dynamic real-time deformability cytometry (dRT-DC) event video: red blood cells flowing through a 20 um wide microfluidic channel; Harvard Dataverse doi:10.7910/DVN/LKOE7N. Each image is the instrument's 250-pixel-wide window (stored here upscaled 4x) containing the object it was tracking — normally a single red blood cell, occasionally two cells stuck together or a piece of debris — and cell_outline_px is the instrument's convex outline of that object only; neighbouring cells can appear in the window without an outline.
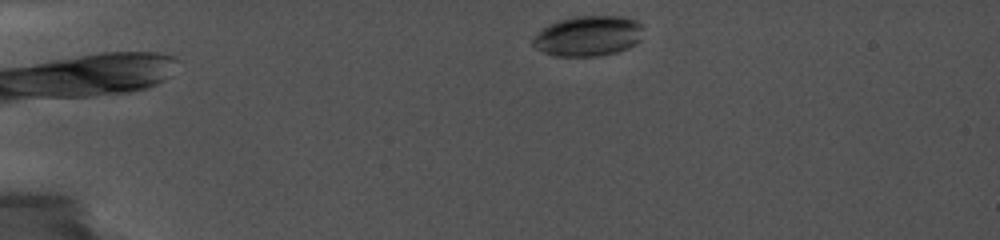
{"species": "common noctule bat (a hibernating species)", "species_latin": "Nyctalus noctula", "temperature_condition": "cold", "stored_images_in_passage": 25, "camera_frame_rate_fps": 5000, "um_per_image_px": 0.085, "animal": {"sex": "female", "body_mass_g": 19.0, "forearm_length_mm": 56.7}, "frame": {"image": 1, "passage_image": 5, "time_ms": 0.6, "image_size_px": [1000, 240], "cell_outline_px": [[644, 28], [640, 40], [636, 44], [628, 48], [616, 52], [596, 56], [556, 56], [544, 52], [536, 48], [532, 44], [532, 40], [548, 24], [560, 20], [576, 16], [624, 16], [636, 20]], "centroid_in_image_um": [50.04, 3.05], "position_along_channel_um": 35.0, "area_um2": 25.89}}